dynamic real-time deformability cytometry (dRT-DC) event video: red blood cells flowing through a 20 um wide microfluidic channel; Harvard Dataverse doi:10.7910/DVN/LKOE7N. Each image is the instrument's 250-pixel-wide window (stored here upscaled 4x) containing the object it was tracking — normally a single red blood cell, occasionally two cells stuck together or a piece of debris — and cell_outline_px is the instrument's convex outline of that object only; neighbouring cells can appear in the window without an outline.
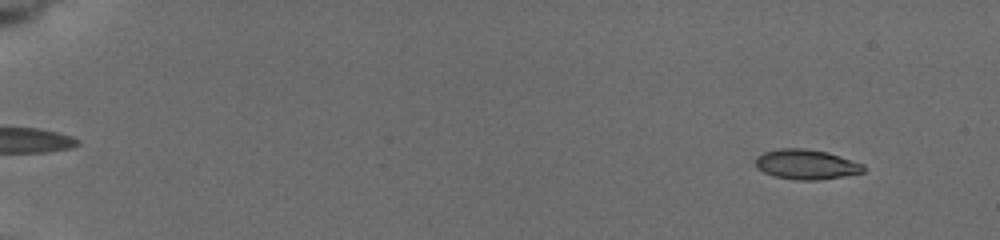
{"species": "common noctule bat (a hibernating species)", "species_latin": "Nyctalus noctula", "temperature_condition": "cold", "stored_images_in_passage": 20, "camera_frame_rate_fps": 3000, "um_per_image_px": 0.085, "animal": {"sex": "female", "body_mass_g": 19.5, "forearm_length_mm": 54.1}, "frame": {"image": 1, "passage_image": 6, "time_ms": 1.333, "image_size_px": [1000, 240], "cell_outline_px": [[864, 172], [816, 180], [796, 180], [772, 176], [756, 168], [756, 156], [764, 152], [780, 148], [804, 148], [828, 152], [864, 164]], "centroid_in_image_um": [68.5, 13.97], "position_along_channel_um": 16.5, "area_um2": 18.79}}
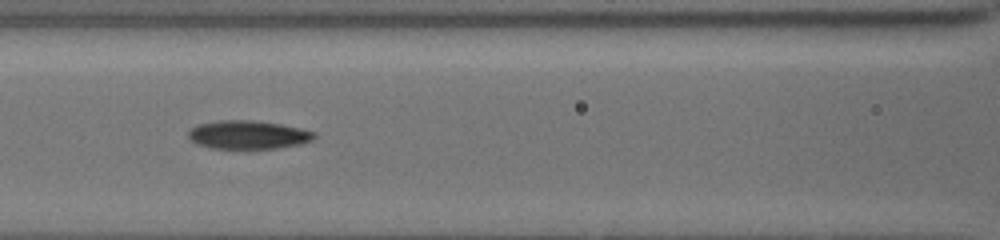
{"frame": {"image": 2, "passage_image": 16, "time_ms": 8.667, "image_size_px": [1000, 240], "cell_outline_px": [[316, 136], [312, 140], [300, 144], [276, 148], [212, 148], [196, 144], [188, 136], [188, 132], [192, 128], [200, 124], [216, 120], [252, 120], [280, 124], [300, 128], [316, 132]], "centroid_in_image_um": [21.1, 11.45], "position_along_channel_um": 145.5, "area_um2": 20.75}}
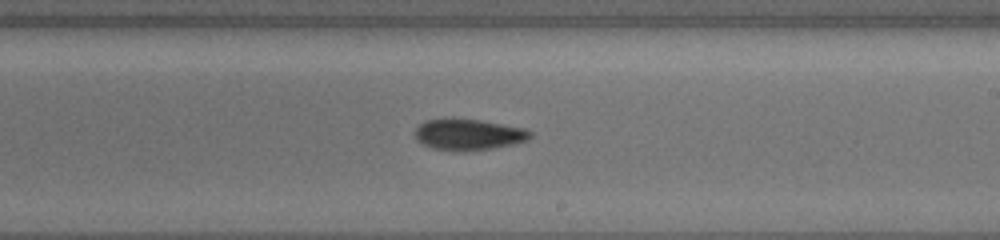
{"frame": {"image": 3, "passage_image": 20, "time_ms": 11.333, "image_size_px": [1000, 240], "cell_outline_px": [[532, 136], [528, 140], [512, 144], [492, 148], [464, 152], [456, 152], [432, 148], [416, 140], [416, 128], [424, 120], [452, 116], [480, 120], [524, 128], [532, 132]], "centroid_in_image_um": [39.79, 11.41], "position_along_channel_um": 249.2, "area_um2": 21.44}}